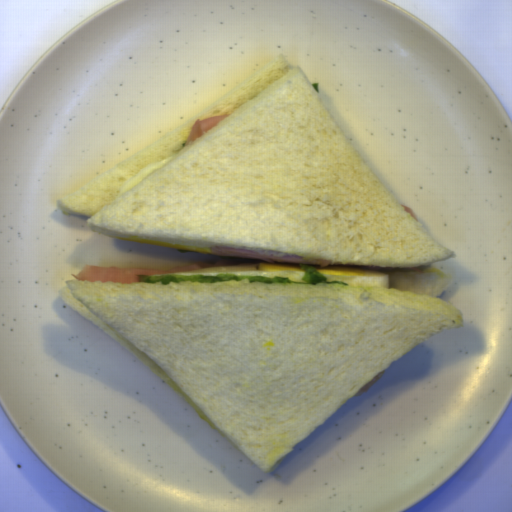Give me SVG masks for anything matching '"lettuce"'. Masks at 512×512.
<instances>
[{
    "label": "lettuce",
    "instance_id": "1",
    "mask_svg": "<svg viewBox=\"0 0 512 512\" xmlns=\"http://www.w3.org/2000/svg\"><path fill=\"white\" fill-rule=\"evenodd\" d=\"M303 271L301 281H291L288 277L284 276H245L239 274H221L217 273L215 276L209 274H160V275H137L139 282H146L155 284L161 282L162 285H169L174 282H195L202 284L216 283L220 281H241L249 280L250 282L268 283V284H327L333 286H348V283L343 281H328L325 274L318 270L309 267L305 264H299Z\"/></svg>",
    "mask_w": 512,
    "mask_h": 512
},
{
    "label": "lettuce",
    "instance_id": "2",
    "mask_svg": "<svg viewBox=\"0 0 512 512\" xmlns=\"http://www.w3.org/2000/svg\"><path fill=\"white\" fill-rule=\"evenodd\" d=\"M311 85H312V87L314 88L315 92H316V93H319V84H318V82H317V83H313V84H311Z\"/></svg>",
    "mask_w": 512,
    "mask_h": 512
}]
</instances>
